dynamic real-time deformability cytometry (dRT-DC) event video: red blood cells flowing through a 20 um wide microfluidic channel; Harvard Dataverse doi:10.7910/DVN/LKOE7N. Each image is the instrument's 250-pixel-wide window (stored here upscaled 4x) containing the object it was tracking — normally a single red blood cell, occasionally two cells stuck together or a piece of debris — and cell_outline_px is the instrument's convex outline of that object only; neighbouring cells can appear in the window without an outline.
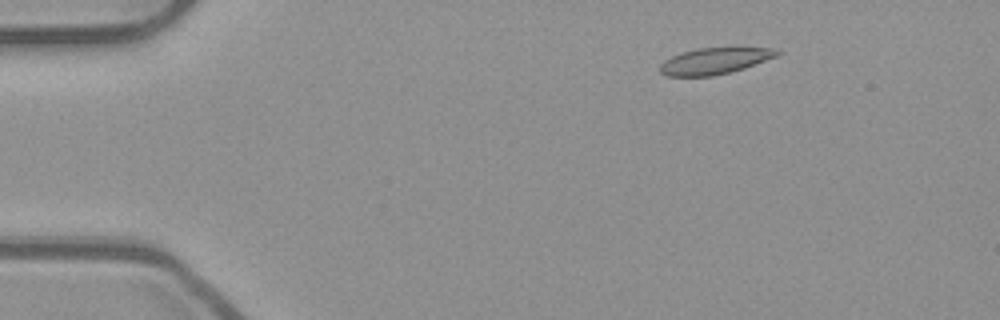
{"species": "common noctule bat (a hibernating species)", "species_latin": "Nyctalus noctula", "temperature_condition": "room temperature", "stored_images_in_passage": 46, "camera_frame_rate_fps": 3000, "um_per_image_px": 0.085, "animal": {"sex": "male", "body_mass_g": 23.1, "forearm_length_mm": 52.7}, "frame": {"image": 1, "passage_image": 1, "time_ms": 0.0, "image_size_px": [1000, 320], "cell_outline_px": [[780, 52], [776, 56], [744, 68], [712, 76], [668, 76], [660, 72], [660, 64], [664, 60], [680, 52], [696, 48], [776, 48]], "centroid_in_image_um": [60.69, 5.18], "position_along_channel_um": 24.3, "area_um2": 17.74}}
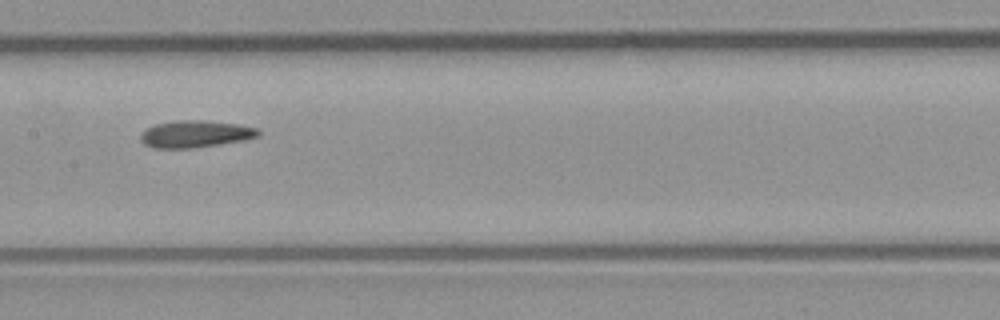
{"frame": {"image": 2, "passage_image": 20, "time_ms": 6.333, "image_size_px": [1000, 320], "cell_outline_px": [[260, 136], [244, 140], [192, 148], [152, 148], [144, 144], [140, 140], [140, 136], [148, 128], [156, 124], [180, 120], [204, 120], [236, 124], [256, 128], [260, 132]], "centroid_in_image_um": [16.6, 11.39], "position_along_channel_um": 190.8, "area_um2": 18.32}}
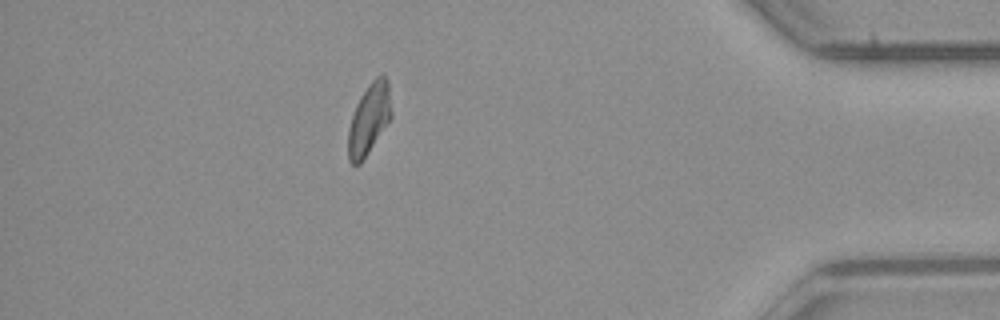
{"frame": {"image": 3, "passage_image": 40, "time_ms": 13.0, "image_size_px": [1000, 320], "cell_outline_px": [[392, 116], [360, 164], [352, 164], [348, 160], [348, 128], [356, 104], [360, 96], [368, 84], [376, 76], [384, 76], [388, 80], [392, 112]], "centroid_in_image_um": [31.36, 10.1], "position_along_channel_um": 403.8, "area_um2": 17.69}, "authors_computed_cell_mechanics": {"area_um2": 18.0625, "velocity_mm_per_s": 3.8894, "shape_relaxation_time_tau1_ms": null, "shape_relaxation_time_tau2_ms": 4.501, "deformation_change_tau1": null, "deformation_change_tau2": 0.1261}}